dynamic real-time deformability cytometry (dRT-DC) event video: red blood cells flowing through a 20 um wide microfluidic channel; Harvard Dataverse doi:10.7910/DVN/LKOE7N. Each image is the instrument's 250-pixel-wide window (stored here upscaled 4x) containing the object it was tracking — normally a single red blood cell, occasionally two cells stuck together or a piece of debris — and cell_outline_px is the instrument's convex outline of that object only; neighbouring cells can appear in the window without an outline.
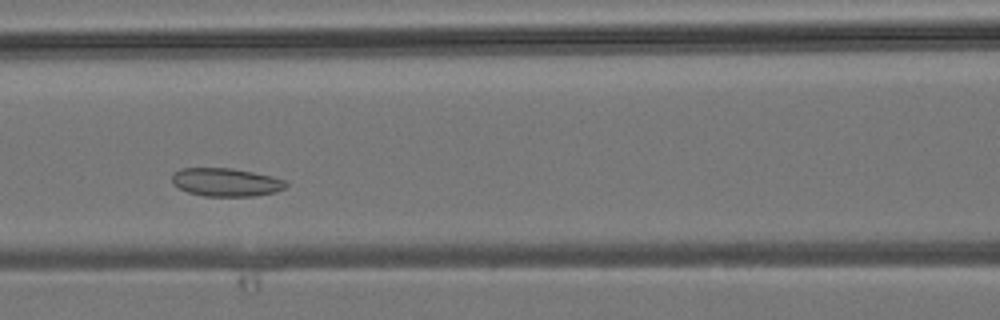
{"species": "common noctule bat (a hibernating species)", "species_latin": "Nyctalus noctula", "temperature_condition": "room temperature", "stored_images_in_passage": 27, "camera_frame_rate_fps": 3000, "um_per_image_px": 0.085, "animal": {"sex": "male", "body_mass_g": 19.2, "forearm_length_mm": 51.8}, "frame": {"image": 1, "passage_image": 6, "time_ms": 1.667, "image_size_px": [1000, 320], "cell_outline_px": [[288, 184], [284, 188], [276, 192], [256, 196], [204, 196], [188, 192], [172, 184], [172, 176], [180, 168], [232, 168], [272, 176], [284, 180]], "centroid_in_image_um": [19.21, 15.49], "position_along_channel_um": 147.4, "area_um2": 18.73}}
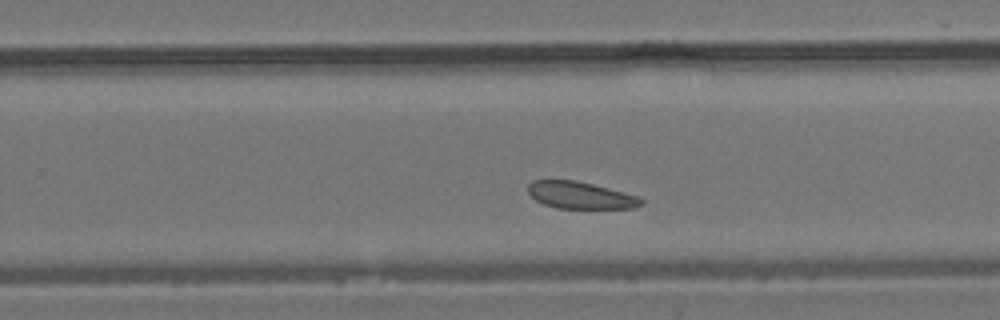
{"frame": {"image": 2, "passage_image": 15, "time_ms": 4.667, "image_size_px": [1000, 320], "cell_outline_px": [[644, 204], [636, 208], [556, 208], [544, 204], [536, 200], [528, 192], [528, 184], [532, 180], [576, 180], [640, 196], [644, 200]], "centroid_in_image_um": [49.37, 16.6], "position_along_channel_um": 280.4, "area_um2": 17.86}}
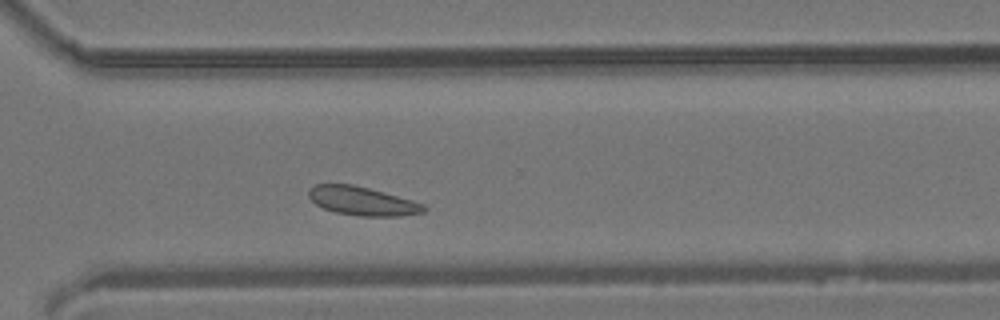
{"frame": {"image": 3, "passage_image": 19, "time_ms": 6.0, "image_size_px": [1000, 320], "cell_outline_px": [[428, 208], [424, 212], [400, 216], [360, 216], [336, 212], [324, 208], [316, 204], [308, 196], [308, 188], [316, 184], [352, 184], [368, 188], [412, 200], [424, 204]], "centroid_in_image_um": [30.79, 17.09], "position_along_channel_um": 339.8, "area_um2": 19.13}}